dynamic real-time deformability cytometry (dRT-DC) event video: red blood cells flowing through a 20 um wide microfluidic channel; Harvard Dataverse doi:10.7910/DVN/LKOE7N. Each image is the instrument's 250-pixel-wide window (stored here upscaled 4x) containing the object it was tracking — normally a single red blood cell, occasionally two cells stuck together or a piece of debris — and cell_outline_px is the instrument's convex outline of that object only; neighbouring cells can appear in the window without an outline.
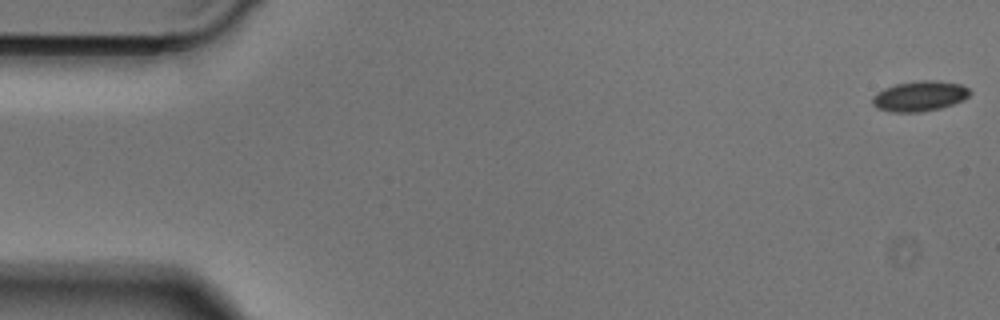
{"species": "Egyptian fruit bat (a non-hibernating species)", "species_latin": "Rousettus aegyptiacus", "temperature_condition": "cold", "stored_images_in_passage": 50, "camera_frame_rate_fps": 3000, "um_per_image_px": 0.085, "animal": {"sex": "male"}, "frame": {"image": 1, "passage_image": 1, "time_ms": 0.0, "image_size_px": [1000, 320], "cell_outline_px": [[972, 92], [964, 100], [940, 108], [920, 112], [888, 112], [876, 108], [872, 104], [872, 96], [876, 92], [884, 88], [896, 84], [920, 80], [936, 80], [960, 84], [968, 88]], "centroid_in_image_um": [78.14, 8.17], "position_along_channel_um": 6.9, "area_um2": 17.34}}
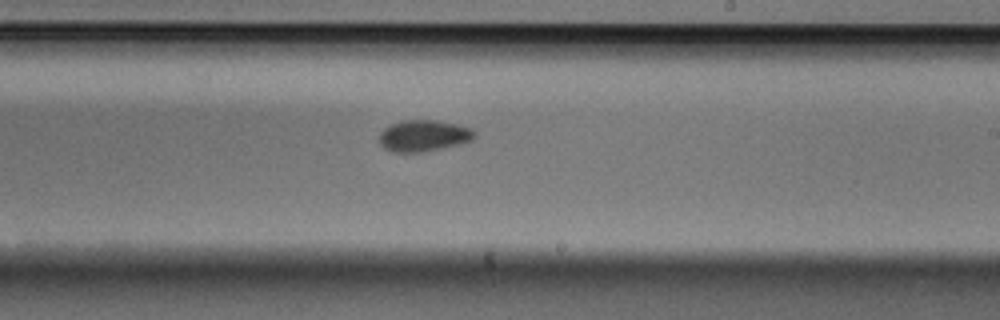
{"frame": {"image": 2, "passage_image": 29, "time_ms": 9.333, "image_size_px": [1000, 320], "cell_outline_px": [[476, 136], [472, 140], [460, 144], [420, 152], [392, 152], [384, 148], [380, 144], [380, 132], [384, 128], [392, 124], [404, 120], [436, 120], [456, 124], [472, 128], [476, 132]], "centroid_in_image_um": [36.02, 11.53], "position_along_channel_um": 253.0, "area_um2": 17.4}}
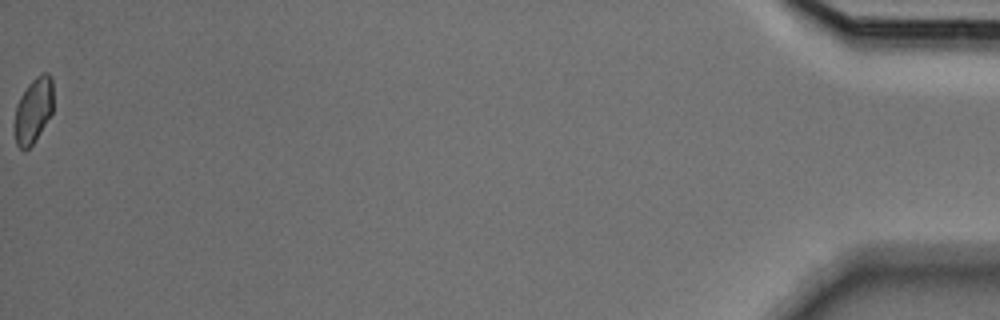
{"frame": {"image": 3, "passage_image": 50, "time_ms": 16.333, "image_size_px": [1000, 320], "cell_outline_px": [[52, 112], [36, 140], [24, 152], [16, 144], [16, 104], [20, 96], [28, 84], [36, 76], [44, 72], [48, 72], [52, 76]], "centroid_in_image_um": [2.85, 9.35], "position_along_channel_um": 432.3, "area_um2": 14.57}}